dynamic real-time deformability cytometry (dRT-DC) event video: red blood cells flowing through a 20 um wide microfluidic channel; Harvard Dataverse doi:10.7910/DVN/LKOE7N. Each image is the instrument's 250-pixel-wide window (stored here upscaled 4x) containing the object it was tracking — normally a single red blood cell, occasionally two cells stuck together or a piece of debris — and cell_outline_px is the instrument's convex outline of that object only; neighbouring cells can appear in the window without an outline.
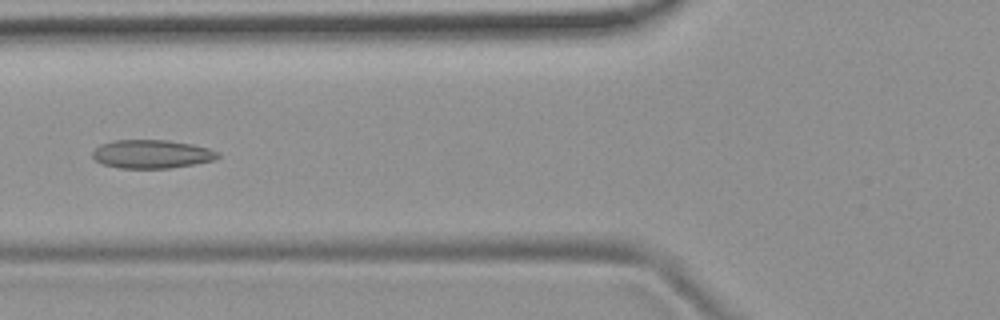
{"species": "common noctule bat (a hibernating species)", "species_latin": "Nyctalus noctula", "temperature_condition": "room temperature", "stored_images_in_passage": 40, "camera_frame_rate_fps": 3000, "um_per_image_px": 0.085, "animal": {"sex": "female", "body_mass_g": 19.9}, "frame": {"image": 1, "passage_image": 7, "time_ms": 2.0, "image_size_px": [1000, 320], "cell_outline_px": [[220, 156], [212, 160], [192, 164], [168, 168], [120, 168], [104, 164], [96, 160], [92, 156], [92, 152], [100, 144], [112, 140], [168, 140], [192, 144], [208, 148], [220, 152]], "centroid_in_image_um": [12.88, 13.08], "position_along_channel_um": 112.9, "area_um2": 20.69}}
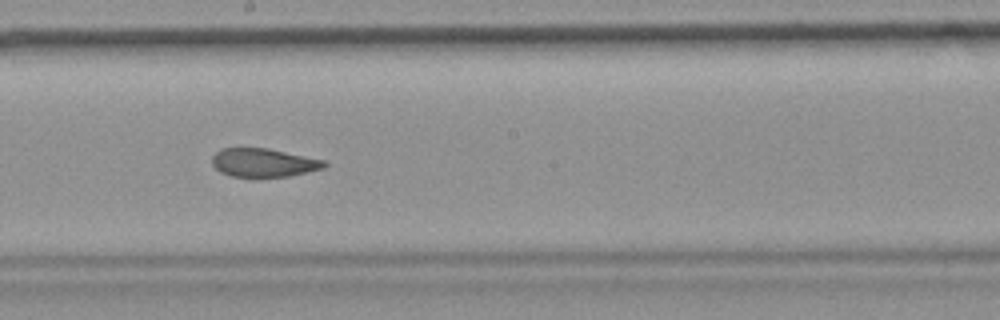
{"frame": {"image": 2, "passage_image": 16, "time_ms": 5.0, "image_size_px": [1000, 320], "cell_outline_px": [[328, 164], [324, 168], [288, 176], [232, 176], [220, 172], [212, 164], [212, 156], [220, 148], [268, 148], [324, 160]], "centroid_in_image_um": [22.39, 13.81], "position_along_channel_um": 225.8, "area_um2": 18.44}}
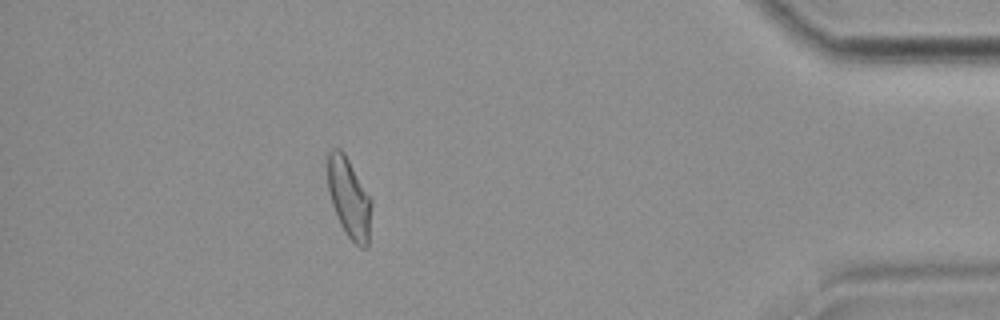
{"frame": {"image": 3, "passage_image": 34, "time_ms": 11.0, "image_size_px": [1000, 320], "cell_outline_px": [[372, 204], [368, 248], [360, 248], [344, 232], [340, 224], [332, 204], [328, 188], [328, 152], [332, 148], [340, 148], [344, 152], [372, 200]], "centroid_in_image_um": [29.68, 16.85], "position_along_channel_um": 405.5, "area_um2": 20.4}, "authors_computed_cell_mechanics": {"area_um2": 20.3745, "velocity_mm_per_s": 3.7696, "shape_relaxation_time_tau1_ms": null, "shape_relaxation_time_tau2_ms": 2.0878, "deformation_change_tau1": null, "deformation_change_tau2": 0.0813}}